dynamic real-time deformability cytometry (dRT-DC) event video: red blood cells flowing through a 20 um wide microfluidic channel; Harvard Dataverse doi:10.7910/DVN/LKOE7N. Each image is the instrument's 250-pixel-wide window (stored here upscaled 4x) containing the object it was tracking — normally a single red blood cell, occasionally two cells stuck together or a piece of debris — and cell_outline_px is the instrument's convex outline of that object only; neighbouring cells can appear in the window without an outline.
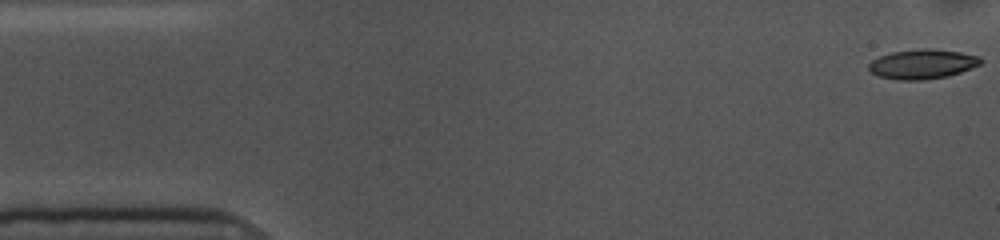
{"species": "common noctule bat (a hibernating species)", "species_latin": "Nyctalus noctula", "temperature_condition": "cold", "stored_images_in_passage": 55, "camera_frame_rate_fps": 3000, "um_per_image_px": 0.085, "animal": {"sex": "female", "body_mass_g": 10.0, "forearm_length_mm": 53.1}, "frame": {"image": 1, "passage_image": 1, "time_ms": 0.0, "image_size_px": [1000, 240], "cell_outline_px": [[984, 60], [980, 64], [960, 72], [948, 76], [924, 80], [900, 80], [880, 76], [872, 72], [868, 68], [868, 64], [872, 60], [880, 56], [892, 52], [924, 48], [932, 48], [960, 52], [980, 56]], "centroid_in_image_um": [78.43, 5.44], "position_along_channel_um": 6.6, "area_um2": 19.25}}
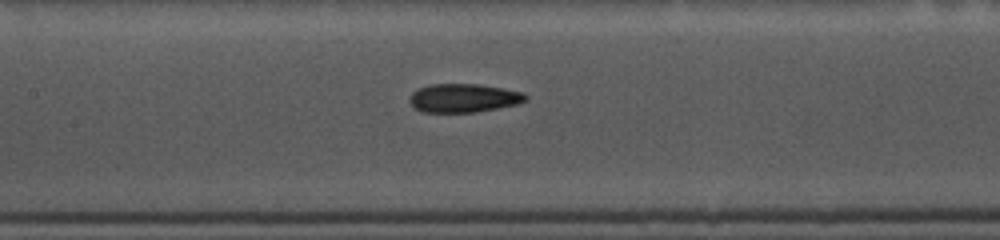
{"frame": {"image": 2, "passage_image": 24, "time_ms": 7.667, "image_size_px": [1000, 240], "cell_outline_px": [[528, 100], [516, 104], [476, 112], [424, 112], [416, 108], [408, 100], [412, 92], [416, 88], [432, 84], [480, 84], [504, 88], [524, 92], [528, 96]], "centroid_in_image_um": [39.42, 8.32], "position_along_channel_um": 168.0, "area_um2": 19.42}}
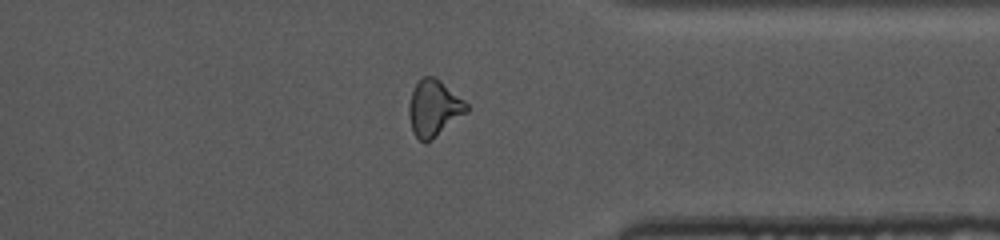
{"frame": {"image": 3, "passage_image": 42, "time_ms": 13.667, "image_size_px": [1000, 240], "cell_outline_px": [[468, 112], [432, 140], [424, 144], [412, 132], [408, 116], [408, 104], [412, 92], [416, 84], [424, 76], [432, 76], [440, 80], [464, 100], [468, 104]], "centroid_in_image_um": [36.87, 9.23], "position_along_channel_um": 374.5, "area_um2": 19.07}, "authors_computed_cell_mechanics": {"area_um2": 19.3052, "velocity_mm_per_s": 3.5851, "shape_relaxation_time_tau1_ms": 5.5757, "shape_relaxation_time_tau2_ms": 4.6335, "deformation_change_tau1": 0.1365, "deformation_change_tau2": 0.1305}}